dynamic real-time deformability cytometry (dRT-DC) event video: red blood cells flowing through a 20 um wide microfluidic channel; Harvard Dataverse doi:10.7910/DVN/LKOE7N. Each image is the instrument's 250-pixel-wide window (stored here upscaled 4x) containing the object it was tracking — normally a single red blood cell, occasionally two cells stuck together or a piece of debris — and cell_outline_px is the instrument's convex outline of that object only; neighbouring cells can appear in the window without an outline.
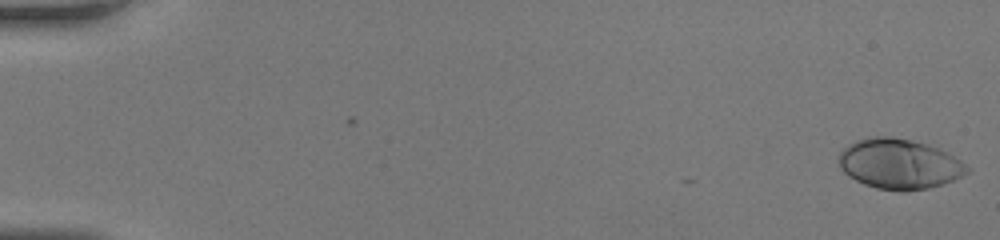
{"species": "human", "species_latin": "Homo sapiens", "temperature_condition": "room temperature", "stored_images_in_passage": 46, "camera_frame_rate_fps": 3000, "um_per_image_px": 0.085, "donor": {"sex": "female"}, "frame": {"image": 1, "passage_image": 1, "time_ms": 0.0, "image_size_px": [1000, 240], "cell_outline_px": [[968, 172], [952, 180], [928, 188], [904, 192], [900, 192], [876, 188], [864, 184], [848, 176], [840, 168], [836, 160], [840, 152], [848, 144], [856, 140], [868, 136], [892, 136], [912, 140], [928, 144], [960, 160], [968, 168]], "centroid_in_image_um": [76.35, 13.93], "position_along_channel_um": 8.6, "area_um2": 37.51}}
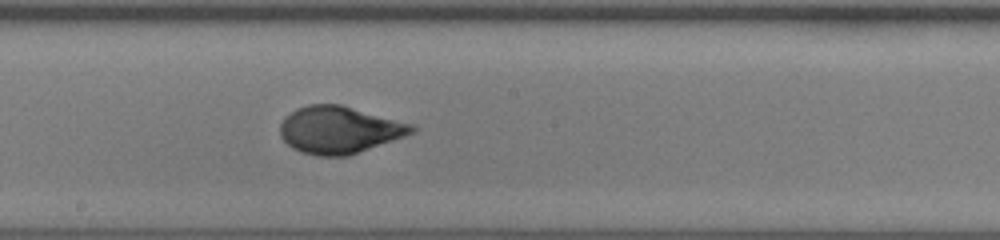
{"frame": {"image": 2, "passage_image": 27, "time_ms": 8.667, "image_size_px": [1000, 240], "cell_outline_px": [[416, 132], [348, 156], [316, 156], [300, 152], [292, 148], [280, 136], [280, 124], [284, 116], [296, 108], [308, 104], [340, 104], [416, 124]], "centroid_in_image_um": [28.84, 11.03], "position_along_channel_um": 219.4, "area_um2": 36.59}}
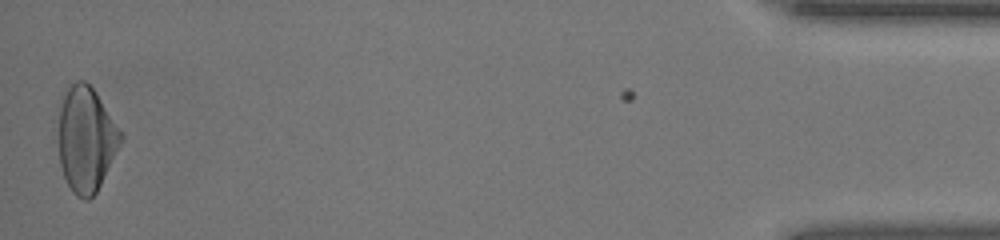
{"frame": {"image": 3, "passage_image": 46, "time_ms": 15.0, "image_size_px": [1000, 240], "cell_outline_px": [[124, 140], [96, 192], [88, 200], [84, 200], [76, 196], [72, 192], [64, 176], [60, 164], [60, 96], [68, 84], [76, 80], [84, 80], [96, 92], [124, 136]], "centroid_in_image_um": [7.33, 11.81], "position_along_channel_um": 427.9, "area_um2": 38.21}}